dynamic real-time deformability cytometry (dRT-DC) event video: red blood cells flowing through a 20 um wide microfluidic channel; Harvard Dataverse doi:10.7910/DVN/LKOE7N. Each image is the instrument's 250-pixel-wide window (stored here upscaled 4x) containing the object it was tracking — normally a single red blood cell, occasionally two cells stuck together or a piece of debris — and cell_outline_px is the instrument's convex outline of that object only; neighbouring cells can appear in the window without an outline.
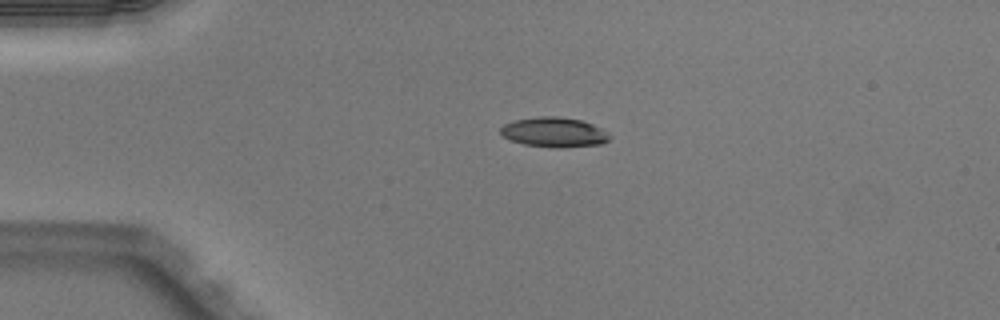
{"species": "Egyptian fruit bat (a non-hibernating species)", "species_latin": "Rousettus aegyptiacus", "temperature_condition": "warm", "stored_images_in_passage": 39, "camera_frame_rate_fps": 3000, "um_per_image_px": 0.085, "animal": {"sex": "male"}, "frame": {"image": 1, "passage_image": 1, "time_ms": 0.0, "image_size_px": [1000, 320], "cell_outline_px": [[612, 136], [608, 140], [600, 144], [560, 148], [556, 148], [524, 144], [500, 136], [500, 128], [504, 124], [512, 120], [540, 116], [556, 116], [580, 120], [592, 124], [600, 128]], "centroid_in_image_um": [47.06, 11.24], "position_along_channel_um": 37.9, "area_um2": 18.96}}
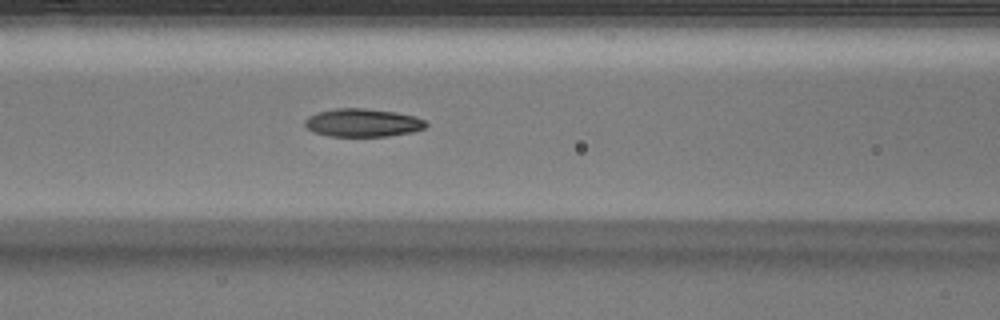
{"frame": {"image": 2, "passage_image": 11, "time_ms": 3.333, "image_size_px": [1000, 320], "cell_outline_px": [[428, 124], [424, 128], [412, 132], [388, 136], [328, 136], [312, 132], [304, 124], [304, 120], [308, 116], [316, 112], [336, 108], [364, 108], [396, 112], [412, 116], [424, 120]], "centroid_in_image_um": [30.78, 10.43], "position_along_channel_um": 135.8, "area_um2": 19.88}}
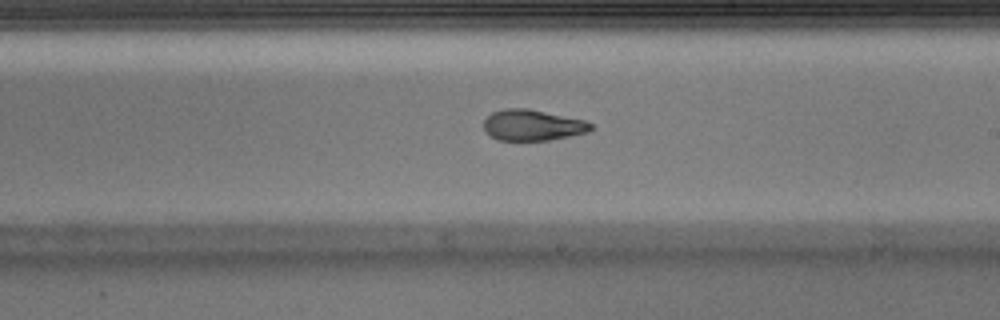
{"frame": {"image": 3, "passage_image": 19, "time_ms": 6.0, "image_size_px": [1000, 320], "cell_outline_px": [[592, 128], [588, 132], [548, 140], [496, 140], [484, 128], [484, 120], [492, 112], [504, 108], [528, 108], [584, 120], [592, 124]], "centroid_in_image_um": [45.25, 10.63], "position_along_channel_um": 243.7, "area_um2": 19.13}, "authors_computed_cell_mechanics": {"area_um2": 19.8832, "velocity_mm_per_s": 4.0524, "shape_relaxation_time_tau1_ms": 5.2105, "shape_relaxation_time_tau2_ms": 2.2869, "deformation_change_tau1": 0.2098, "deformation_change_tau2": 0.0993}}